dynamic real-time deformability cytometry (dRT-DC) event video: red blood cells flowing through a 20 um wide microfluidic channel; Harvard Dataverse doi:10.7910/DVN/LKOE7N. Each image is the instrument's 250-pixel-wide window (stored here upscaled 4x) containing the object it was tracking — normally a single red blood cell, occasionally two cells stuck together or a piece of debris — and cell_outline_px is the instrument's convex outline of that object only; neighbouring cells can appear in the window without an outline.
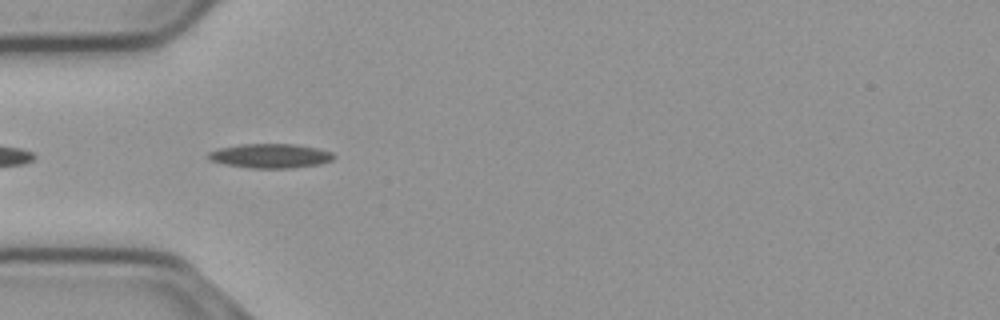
{"species": "common noctule bat (a hibernating species)", "species_latin": "Nyctalus noctula", "temperature_condition": "cold", "stored_images_in_passage": 16, "camera_frame_rate_fps": 3000, "um_per_image_px": 0.085, "animal": {"sex": "male", "body_mass_g": 23.1, "forearm_length_mm": 52.7}, "frame": {"image": 1, "passage_image": 3, "time_ms": 0.667, "image_size_px": [1000, 320], "cell_outline_px": [[336, 156], [332, 160], [320, 164], [292, 168], [248, 168], [224, 164], [208, 160], [208, 152], [220, 148], [240, 144], [296, 144], [316, 148], [332, 152]], "centroid_in_image_um": [22.97, 13.25], "position_along_channel_um": 62.0, "area_um2": 17.86}}
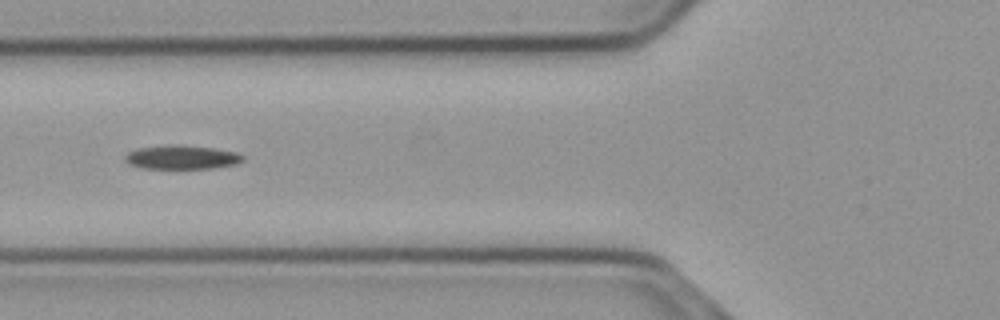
{"frame": {"image": 2, "passage_image": 7, "time_ms": 2.0, "image_size_px": [1000, 320], "cell_outline_px": [[244, 160], [236, 164], [212, 168], [140, 168], [128, 164], [124, 160], [124, 156], [128, 152], [140, 148], [172, 144], [180, 144], [212, 148], [236, 152], [244, 156]], "centroid_in_image_um": [15.43, 13.36], "position_along_channel_um": 110.4, "area_um2": 16.42}}
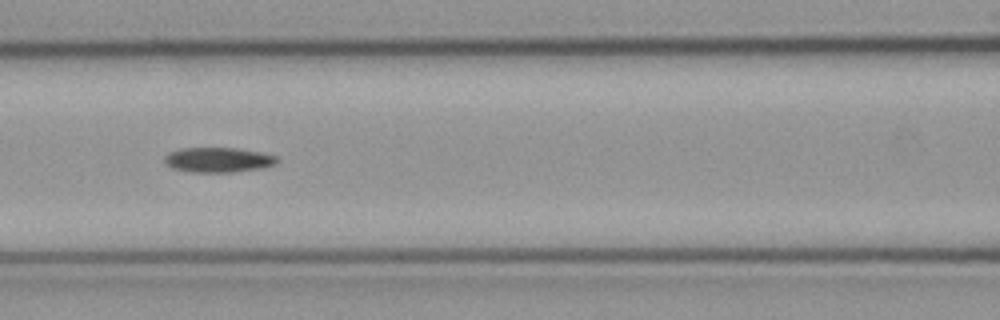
{"frame": {"image": 3, "passage_image": 10, "time_ms": 3.0, "image_size_px": [1000, 320], "cell_outline_px": [[276, 160], [272, 164], [260, 168], [232, 172], [188, 172], [172, 168], [164, 160], [164, 156], [168, 152], [180, 148], [236, 148], [260, 152], [276, 156]], "centroid_in_image_um": [18.46, 13.58], "position_along_channel_um": 148.1, "area_um2": 16.13}}